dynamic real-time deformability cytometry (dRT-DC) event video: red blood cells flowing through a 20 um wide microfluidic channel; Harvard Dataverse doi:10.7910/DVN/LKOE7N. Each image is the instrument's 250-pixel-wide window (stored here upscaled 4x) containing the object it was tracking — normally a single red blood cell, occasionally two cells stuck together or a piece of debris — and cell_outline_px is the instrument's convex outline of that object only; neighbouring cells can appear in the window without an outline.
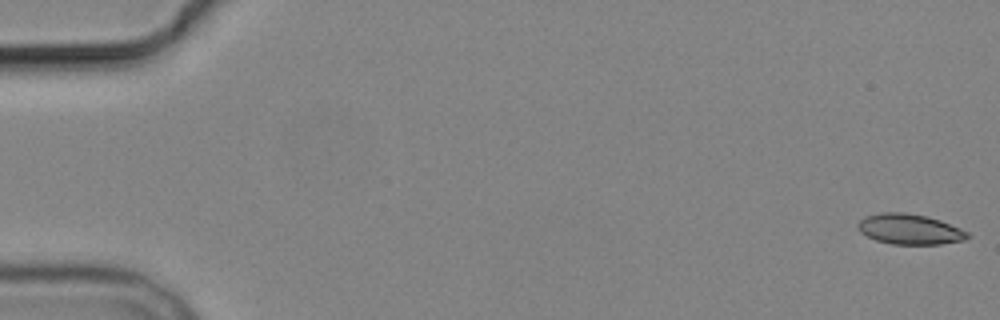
{"species": "common noctule bat (a hibernating species)", "species_latin": "Nyctalus noctula", "temperature_condition": "cold", "stored_images_in_passage": 8, "camera_frame_rate_fps": 3000, "um_per_image_px": 0.085, "animal": {"sex": "male", "body_mass_g": 19.2, "forearm_length_mm": 51.8}, "frame": {"image": 1, "passage_image": 1, "time_ms": 0.0, "image_size_px": [1000, 320], "cell_outline_px": [[972, 236], [964, 240], [940, 244], [892, 244], [876, 240], [860, 232], [856, 228], [856, 224], [864, 216], [884, 212], [904, 212], [928, 216], [940, 220], [960, 228], [968, 232]], "centroid_in_image_um": [77.31, 19.47], "position_along_channel_um": 7.7, "area_um2": 19.54}}
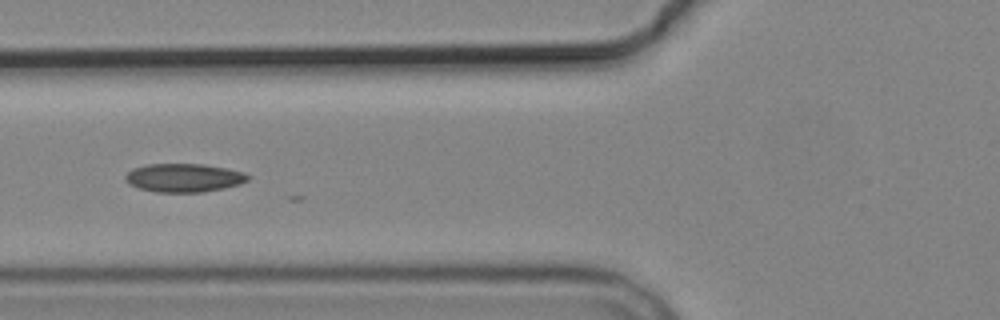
{"frame": {"image": 2, "passage_image": 7, "time_ms": 7.0, "image_size_px": [1000, 320], "cell_outline_px": [[252, 176], [248, 180], [240, 184], [224, 188], [200, 192], [156, 192], [140, 188], [128, 184], [124, 180], [124, 176], [132, 168], [148, 164], [204, 164], [244, 172]], "centroid_in_image_um": [15.62, 15.11], "position_along_channel_um": 110.2, "area_um2": 20.4}}
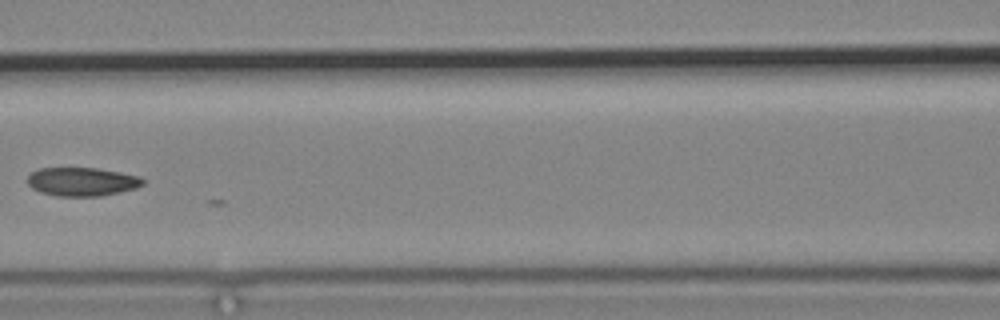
{"frame": {"image": 3, "passage_image": 8, "time_ms": 8.333, "image_size_px": [1000, 320], "cell_outline_px": [[144, 184], [136, 188], [120, 192], [100, 196], [56, 196], [40, 192], [32, 188], [28, 184], [28, 176], [32, 172], [40, 168], [96, 168], [120, 172], [140, 176], [144, 180]], "centroid_in_image_um": [6.98, 15.44], "position_along_channel_um": 159.6, "area_um2": 19.25}}